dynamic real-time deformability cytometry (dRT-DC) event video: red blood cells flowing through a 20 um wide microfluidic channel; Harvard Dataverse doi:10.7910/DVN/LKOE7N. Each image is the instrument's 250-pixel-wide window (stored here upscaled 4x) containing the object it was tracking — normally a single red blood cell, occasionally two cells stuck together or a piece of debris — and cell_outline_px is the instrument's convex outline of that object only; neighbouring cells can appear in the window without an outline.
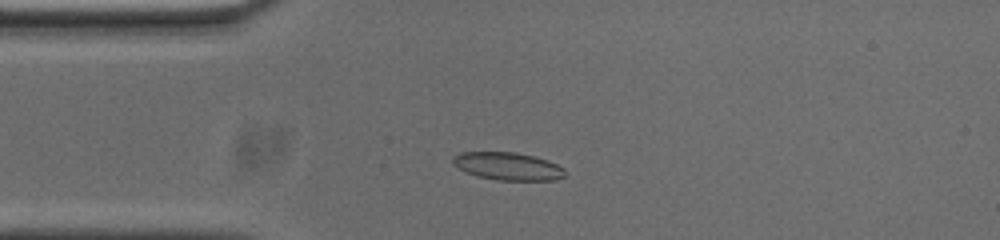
{"species": "common noctule bat (a hibernating species)", "species_latin": "Nyctalus noctula", "temperature_condition": "cold", "stored_images_in_passage": 50, "camera_frame_rate_fps": 3000, "um_per_image_px": 0.085, "animal": {"sex": "male", "body_mass_g": 20.0, "forearm_length_mm": 53.3}, "frame": {"image": 1, "passage_image": 8, "time_ms": 2.333, "image_size_px": [1000, 240], "cell_outline_px": [[564, 176], [556, 180], [496, 180], [476, 176], [452, 164], [452, 156], [460, 152], [516, 152], [548, 160], [564, 168]], "centroid_in_image_um": [43.15, 14.12], "position_along_channel_um": 41.9, "area_um2": 18.09}}
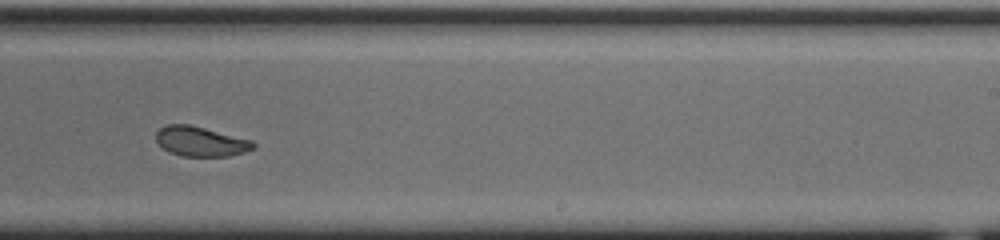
{"frame": {"image": 2, "passage_image": 28, "time_ms": 9.0, "image_size_px": [1000, 240], "cell_outline_px": [[256, 148], [244, 152], [228, 156], [180, 156], [168, 152], [156, 140], [156, 132], [160, 128], [168, 124], [188, 124], [252, 140], [256, 144]], "centroid_in_image_um": [17.06, 12.03], "position_along_channel_um": 271.9, "area_um2": 16.82}}
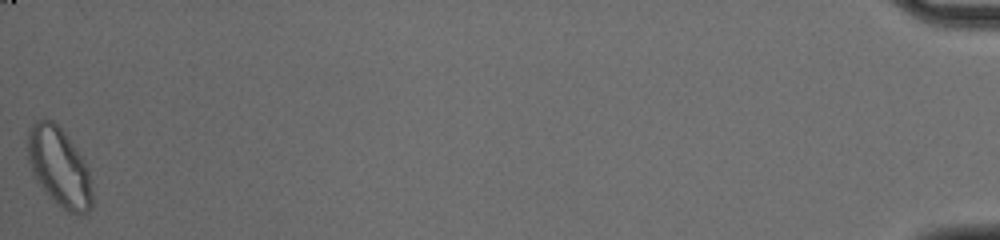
{"frame": {"image": 3, "passage_image": 50, "time_ms": 16.333, "image_size_px": [1000, 240], "cell_outline_px": [[92, 208], [88, 212], [80, 216], [68, 212], [48, 196], [44, 192], [36, 180], [32, 172], [28, 160], [28, 128], [36, 120], [52, 120], [64, 132], [84, 160], [88, 168], [92, 192]], "centroid_in_image_um": [5.03, 14.24], "position_along_channel_um": 430.2, "area_um2": 29.71}, "authors_computed_cell_mechanics": {"area_um2": 18.0047, "velocity_mm_per_s": 3.6611, "shape_relaxation_time_tau1_ms": null, "shape_relaxation_time_tau2_ms": 1.626, "deformation_change_tau1": null, "deformation_change_tau2": 0.0488}}